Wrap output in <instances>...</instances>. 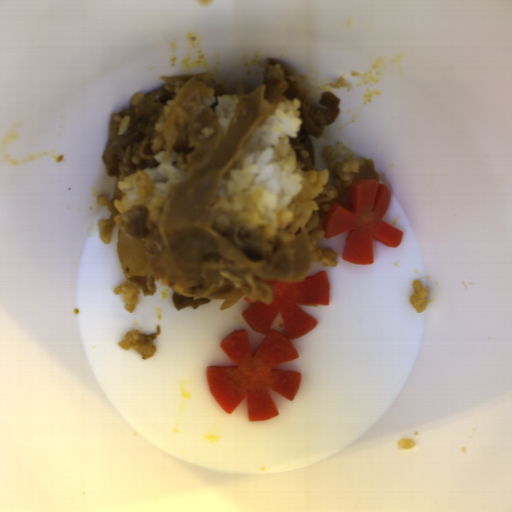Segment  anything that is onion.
Listing matches in <instances>:
<instances>
[{
  "instance_id": "06740285",
  "label": "onion",
  "mask_w": 512,
  "mask_h": 512,
  "mask_svg": "<svg viewBox=\"0 0 512 512\" xmlns=\"http://www.w3.org/2000/svg\"><path fill=\"white\" fill-rule=\"evenodd\" d=\"M146 250V243L129 238L122 229H119L116 253L124 277L144 276L147 273L149 262Z\"/></svg>"
}]
</instances>
